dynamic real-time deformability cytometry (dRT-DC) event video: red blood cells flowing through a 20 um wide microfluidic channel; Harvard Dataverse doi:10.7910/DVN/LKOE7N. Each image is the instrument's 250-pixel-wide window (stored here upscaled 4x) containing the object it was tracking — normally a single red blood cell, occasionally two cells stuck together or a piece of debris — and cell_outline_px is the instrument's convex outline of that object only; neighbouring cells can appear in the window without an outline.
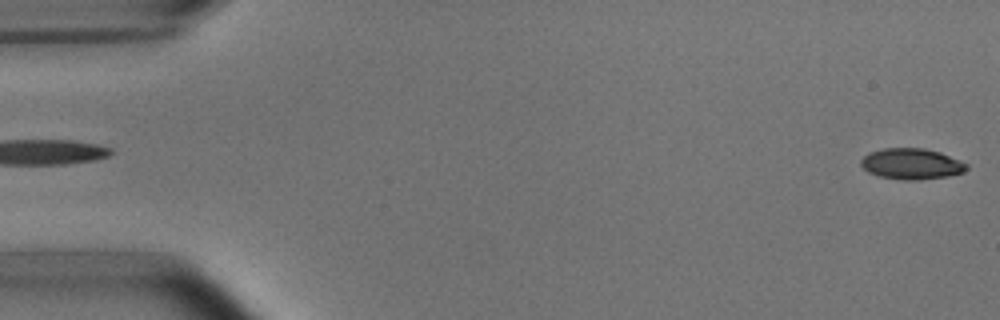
{"species": "common noctule bat (a hibernating species)", "species_latin": "Nyctalus noctula", "temperature_condition": "room temperature", "stored_images_in_passage": 5, "segment_of_instrument_passage": [2, 2], "camera_frame_rate_fps": 3000, "um_per_image_px": 0.085, "animal": {"sex": "male", "body_mass_g": 15.6}, "frame": {"image": 1, "passage_image": 5, "time_ms": 4.667, "image_size_px": [1000, 320], "cell_outline_px": [[968, 168], [964, 172], [948, 176], [920, 180], [900, 180], [880, 176], [868, 172], [860, 164], [860, 160], [868, 152], [884, 148], [924, 148], [940, 152], [968, 164]], "centroid_in_image_um": [77.47, 13.93], "position_along_channel_um": 7.5, "area_um2": 19.13}}